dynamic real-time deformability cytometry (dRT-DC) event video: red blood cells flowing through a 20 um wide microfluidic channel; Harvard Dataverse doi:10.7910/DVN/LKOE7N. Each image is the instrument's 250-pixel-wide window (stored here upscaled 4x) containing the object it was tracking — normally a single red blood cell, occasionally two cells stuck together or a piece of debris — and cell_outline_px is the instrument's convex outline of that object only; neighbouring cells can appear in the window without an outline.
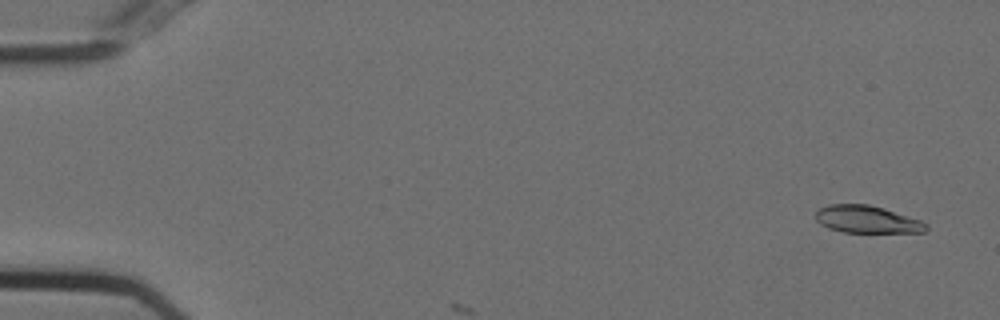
{"species": "Egyptian fruit bat (a non-hibernating species)", "species_latin": "Rousettus aegyptiacus", "temperature_condition": "cold", "stored_images_in_passage": 7, "camera_frame_rate_fps": 3000, "um_per_image_px": 0.085, "animal": {"sex": "female"}, "frame": {"image": 1, "passage_image": 3, "time_ms": 0.667, "image_size_px": [1000, 320], "cell_outline_px": [[928, 228], [924, 232], [840, 232], [828, 228], [820, 224], [816, 220], [816, 212], [820, 208], [828, 204], [868, 204], [884, 208], [920, 220], [928, 224]], "centroid_in_image_um": [73.68, 18.65], "position_along_channel_um": 11.3, "area_um2": 17.63}}